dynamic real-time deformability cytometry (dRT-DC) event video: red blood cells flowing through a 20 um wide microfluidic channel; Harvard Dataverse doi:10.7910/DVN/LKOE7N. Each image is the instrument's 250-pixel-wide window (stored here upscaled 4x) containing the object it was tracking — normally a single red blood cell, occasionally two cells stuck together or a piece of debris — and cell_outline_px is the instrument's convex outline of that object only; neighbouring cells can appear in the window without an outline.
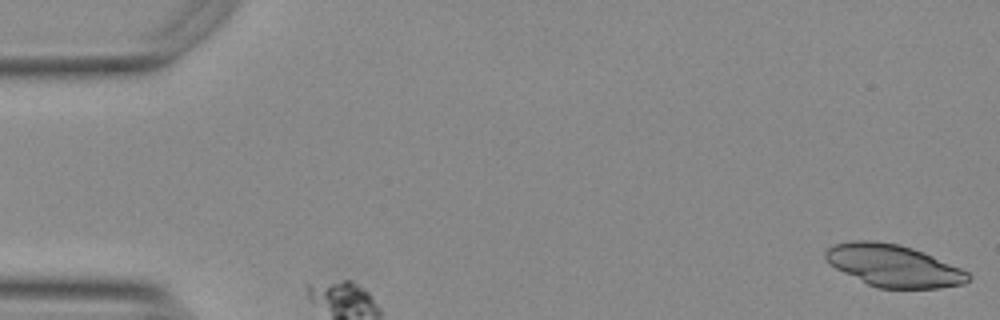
{"species": "Egyptian fruit bat (a non-hibernating species)", "species_latin": "Rousettus aegyptiacus", "temperature_condition": "warm", "stored_images_in_passage": 31, "segment_of_instrument_passage": [1, 2], "camera_frame_rate_fps": 3000, "um_per_image_px": 0.085, "animal": {"sex": "female"}, "frame": {"image": 1, "passage_image": 1, "time_ms": 0.0, "image_size_px": [1000, 320], "cell_outline_px": [[972, 276], [964, 284], [940, 288], [876, 288], [836, 268], [824, 256], [824, 252], [828, 248], [836, 244], [852, 240], [876, 240], [900, 244], [924, 252], [960, 268], [968, 272]], "centroid_in_image_um": [75.97, 22.57], "position_along_channel_um": 9.0, "area_um2": 34.85}}